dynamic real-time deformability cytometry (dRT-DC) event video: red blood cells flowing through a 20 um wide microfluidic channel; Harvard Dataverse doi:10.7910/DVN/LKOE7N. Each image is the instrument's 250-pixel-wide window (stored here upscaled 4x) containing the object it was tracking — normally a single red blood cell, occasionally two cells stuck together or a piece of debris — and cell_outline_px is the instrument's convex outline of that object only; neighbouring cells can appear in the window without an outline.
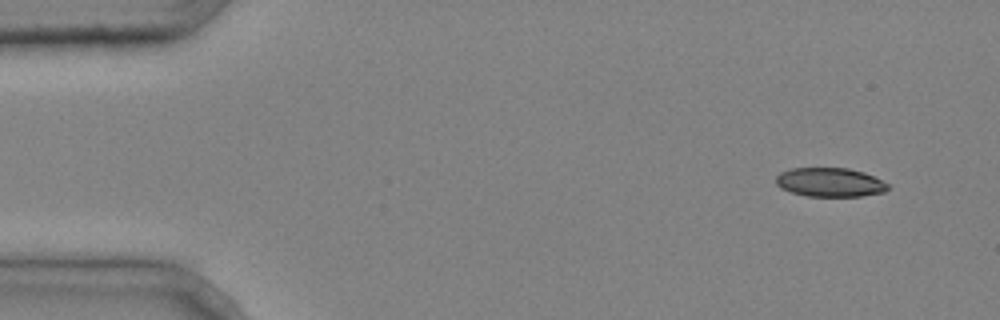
{"species": "common noctule bat (a hibernating species)", "species_latin": "Nyctalus noctula", "temperature_condition": "cold", "stored_images_in_passage": 5, "segment_of_instrument_passage": [2, 2], "camera_frame_rate_fps": 3000, "um_per_image_px": 0.085, "animal": {"sex": "male", "body_mass_g": 20.4}, "frame": {"image": 1, "passage_image": 5, "time_ms": 1.333, "image_size_px": [1000, 320], "cell_outline_px": [[888, 188], [884, 192], [860, 196], [808, 196], [792, 192], [780, 188], [776, 184], [776, 176], [780, 172], [792, 168], [848, 168], [864, 172], [888, 184]], "centroid_in_image_um": [70.51, 15.49], "position_along_channel_um": 14.5, "area_um2": 18.79}}